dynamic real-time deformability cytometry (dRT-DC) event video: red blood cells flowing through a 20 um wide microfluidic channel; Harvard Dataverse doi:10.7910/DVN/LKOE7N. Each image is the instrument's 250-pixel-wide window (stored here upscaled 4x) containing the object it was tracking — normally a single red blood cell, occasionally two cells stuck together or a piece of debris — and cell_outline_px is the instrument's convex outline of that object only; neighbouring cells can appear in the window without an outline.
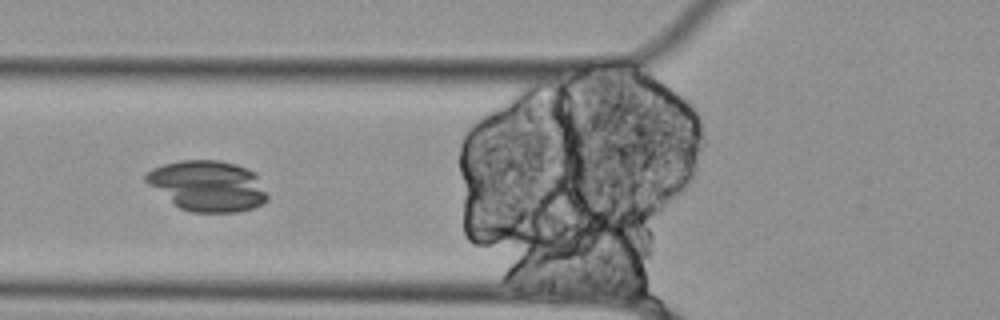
{"species": "Egyptian fruit bat (a non-hibernating species)", "species_latin": "Rousettus aegyptiacus", "temperature_condition": "cold", "stored_images_in_passage": 47, "camera_frame_rate_fps": 3000, "um_per_image_px": 0.085, "animal": {"sex": "female"}, "frame": {"image": 1, "passage_image": 19, "time_ms": 6.0, "image_size_px": [1000, 320], "cell_outline_px": [[268, 200], [264, 204], [252, 208], [236, 212], [192, 212], [180, 208], [148, 184], [144, 180], [144, 176], [152, 168], [164, 164], [180, 160], [220, 160], [236, 164], [248, 168], [256, 172], [268, 196]], "centroid_in_image_um": [17.69, 15.79], "position_along_channel_um": 108.1, "area_um2": 35.95}}
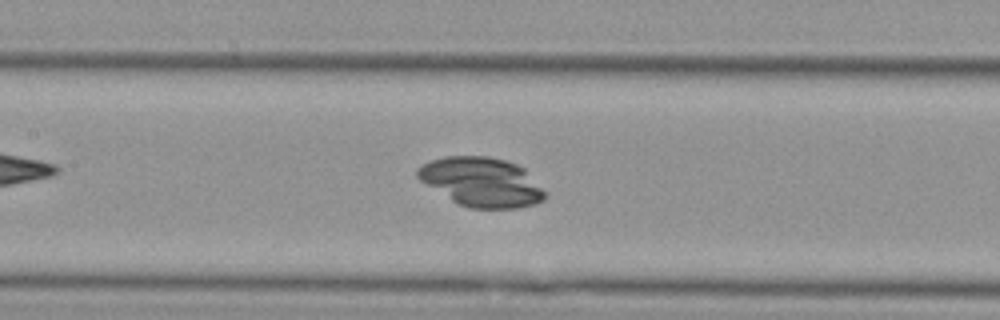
{"frame": {"image": 2, "passage_image": 24, "time_ms": 7.667, "image_size_px": [1000, 320], "cell_outline_px": [[548, 196], [544, 200], [536, 204], [516, 208], [472, 208], [460, 204], [452, 200], [420, 180], [416, 176], [416, 168], [432, 160], [444, 156], [488, 156], [504, 160], [516, 164], [524, 168], [548, 192]], "centroid_in_image_um": [40.99, 15.47], "position_along_channel_um": 166.4, "area_um2": 36.53}}
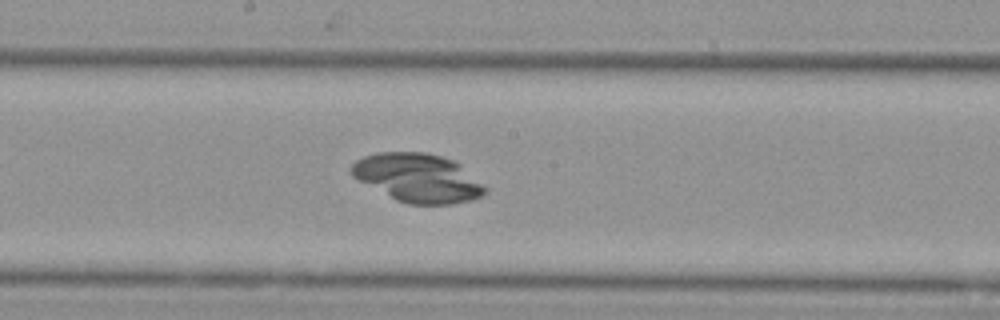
{"frame": {"image": 3, "passage_image": 28, "time_ms": 9.0, "image_size_px": [1000, 320], "cell_outline_px": [[488, 192], [484, 196], [472, 200], [452, 204], [408, 204], [396, 200], [352, 176], [348, 172], [352, 164], [356, 160], [364, 156], [376, 152], [424, 152], [440, 156], [452, 160], [460, 164], [488, 188]], "centroid_in_image_um": [35.54, 15.12], "position_along_channel_um": 212.7, "area_um2": 37.92}}